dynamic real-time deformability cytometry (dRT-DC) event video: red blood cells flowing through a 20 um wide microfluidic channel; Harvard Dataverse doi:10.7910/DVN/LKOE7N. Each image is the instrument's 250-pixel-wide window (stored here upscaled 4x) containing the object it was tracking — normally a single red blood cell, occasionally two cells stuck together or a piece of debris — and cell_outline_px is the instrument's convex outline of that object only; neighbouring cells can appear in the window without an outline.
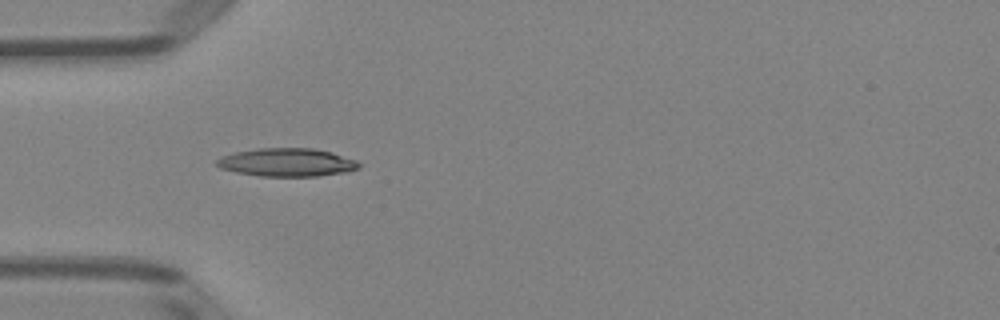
{"species": "Egyptian fruit bat (a non-hibernating species)", "species_latin": "Rousettus aegyptiacus", "temperature_condition": "room temperature", "stored_images_in_passage": 5, "camera_frame_rate_fps": 3000, "um_per_image_px": 0.085, "animal": {"sex": "female"}, "frame": {"image": 1, "passage_image": 4, "time_ms": 3.667, "image_size_px": [1000, 320], "cell_outline_px": [[360, 168], [344, 172], [316, 176], [260, 176], [236, 172], [220, 168], [216, 164], [216, 160], [220, 156], [236, 152], [260, 148], [312, 148], [332, 152], [356, 160], [360, 164]], "centroid_in_image_um": [24.38, 13.8], "position_along_channel_um": 60.6, "area_um2": 23.29}}
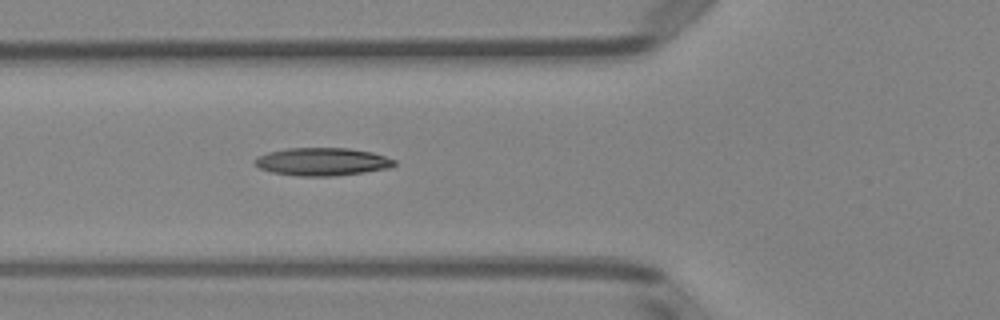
{"frame": {"image": 2, "passage_image": 5, "time_ms": 4.667, "image_size_px": [1000, 320], "cell_outline_px": [[396, 164], [392, 168], [336, 176], [296, 176], [272, 172], [260, 168], [252, 164], [252, 160], [268, 152], [284, 148], [348, 148], [372, 152], [396, 160]], "centroid_in_image_um": [27.38, 13.75], "position_along_channel_um": 98.4, "area_um2": 22.89}}